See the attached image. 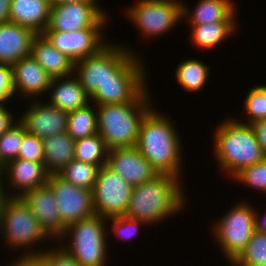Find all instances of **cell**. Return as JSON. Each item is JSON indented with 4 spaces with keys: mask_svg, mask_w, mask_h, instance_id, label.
<instances>
[{
    "mask_svg": "<svg viewBox=\"0 0 266 266\" xmlns=\"http://www.w3.org/2000/svg\"><path fill=\"white\" fill-rule=\"evenodd\" d=\"M232 266H266V233L255 230Z\"/></svg>",
    "mask_w": 266,
    "mask_h": 266,
    "instance_id": "cell-31",
    "label": "cell"
},
{
    "mask_svg": "<svg viewBox=\"0 0 266 266\" xmlns=\"http://www.w3.org/2000/svg\"><path fill=\"white\" fill-rule=\"evenodd\" d=\"M105 220L107 218L95 214L69 225L64 231L63 237L69 233L72 240L68 247L62 248L81 266H105L108 236Z\"/></svg>",
    "mask_w": 266,
    "mask_h": 266,
    "instance_id": "cell-5",
    "label": "cell"
},
{
    "mask_svg": "<svg viewBox=\"0 0 266 266\" xmlns=\"http://www.w3.org/2000/svg\"><path fill=\"white\" fill-rule=\"evenodd\" d=\"M106 165L133 187L158 175L135 146L109 150Z\"/></svg>",
    "mask_w": 266,
    "mask_h": 266,
    "instance_id": "cell-15",
    "label": "cell"
},
{
    "mask_svg": "<svg viewBox=\"0 0 266 266\" xmlns=\"http://www.w3.org/2000/svg\"><path fill=\"white\" fill-rule=\"evenodd\" d=\"M250 126L252 127L263 154L266 157V119L258 120Z\"/></svg>",
    "mask_w": 266,
    "mask_h": 266,
    "instance_id": "cell-39",
    "label": "cell"
},
{
    "mask_svg": "<svg viewBox=\"0 0 266 266\" xmlns=\"http://www.w3.org/2000/svg\"><path fill=\"white\" fill-rule=\"evenodd\" d=\"M132 190L119 174L107 165L101 166L92 190L95 214L104 218L125 215Z\"/></svg>",
    "mask_w": 266,
    "mask_h": 266,
    "instance_id": "cell-10",
    "label": "cell"
},
{
    "mask_svg": "<svg viewBox=\"0 0 266 266\" xmlns=\"http://www.w3.org/2000/svg\"><path fill=\"white\" fill-rule=\"evenodd\" d=\"M147 94L146 88L133 102L97 105L98 134L109 150L136 146L141 122L152 109Z\"/></svg>",
    "mask_w": 266,
    "mask_h": 266,
    "instance_id": "cell-3",
    "label": "cell"
},
{
    "mask_svg": "<svg viewBox=\"0 0 266 266\" xmlns=\"http://www.w3.org/2000/svg\"><path fill=\"white\" fill-rule=\"evenodd\" d=\"M37 35L33 30L15 23H1L0 64L13 66L23 57L29 56L33 39Z\"/></svg>",
    "mask_w": 266,
    "mask_h": 266,
    "instance_id": "cell-18",
    "label": "cell"
},
{
    "mask_svg": "<svg viewBox=\"0 0 266 266\" xmlns=\"http://www.w3.org/2000/svg\"><path fill=\"white\" fill-rule=\"evenodd\" d=\"M239 183L246 184L253 189H258L263 193L266 192V157L254 163L253 165L244 168L235 177Z\"/></svg>",
    "mask_w": 266,
    "mask_h": 266,
    "instance_id": "cell-34",
    "label": "cell"
},
{
    "mask_svg": "<svg viewBox=\"0 0 266 266\" xmlns=\"http://www.w3.org/2000/svg\"><path fill=\"white\" fill-rule=\"evenodd\" d=\"M177 179L173 175L158 174L134 186L125 216L151 224L182 210L185 196Z\"/></svg>",
    "mask_w": 266,
    "mask_h": 266,
    "instance_id": "cell-2",
    "label": "cell"
},
{
    "mask_svg": "<svg viewBox=\"0 0 266 266\" xmlns=\"http://www.w3.org/2000/svg\"><path fill=\"white\" fill-rule=\"evenodd\" d=\"M134 56L135 53L126 47L107 43L96 54L75 62L74 72L77 73L74 75H77L82 87L91 95L106 81L114 80V74L118 73Z\"/></svg>",
    "mask_w": 266,
    "mask_h": 266,
    "instance_id": "cell-6",
    "label": "cell"
},
{
    "mask_svg": "<svg viewBox=\"0 0 266 266\" xmlns=\"http://www.w3.org/2000/svg\"><path fill=\"white\" fill-rule=\"evenodd\" d=\"M109 149L103 138L97 133L75 140L74 159L98 166L106 165ZM104 158V159H103Z\"/></svg>",
    "mask_w": 266,
    "mask_h": 266,
    "instance_id": "cell-28",
    "label": "cell"
},
{
    "mask_svg": "<svg viewBox=\"0 0 266 266\" xmlns=\"http://www.w3.org/2000/svg\"><path fill=\"white\" fill-rule=\"evenodd\" d=\"M51 6L49 0H11L9 22L42 34L49 23Z\"/></svg>",
    "mask_w": 266,
    "mask_h": 266,
    "instance_id": "cell-21",
    "label": "cell"
},
{
    "mask_svg": "<svg viewBox=\"0 0 266 266\" xmlns=\"http://www.w3.org/2000/svg\"><path fill=\"white\" fill-rule=\"evenodd\" d=\"M79 1H85V0H49L51 5L62 4V3H72V2H79Z\"/></svg>",
    "mask_w": 266,
    "mask_h": 266,
    "instance_id": "cell-45",
    "label": "cell"
},
{
    "mask_svg": "<svg viewBox=\"0 0 266 266\" xmlns=\"http://www.w3.org/2000/svg\"><path fill=\"white\" fill-rule=\"evenodd\" d=\"M176 132L168 117L151 109L141 122L135 147L158 174L179 178L182 157Z\"/></svg>",
    "mask_w": 266,
    "mask_h": 266,
    "instance_id": "cell-1",
    "label": "cell"
},
{
    "mask_svg": "<svg viewBox=\"0 0 266 266\" xmlns=\"http://www.w3.org/2000/svg\"><path fill=\"white\" fill-rule=\"evenodd\" d=\"M245 111L249 115L247 125L266 119V85H256L250 89L244 102Z\"/></svg>",
    "mask_w": 266,
    "mask_h": 266,
    "instance_id": "cell-33",
    "label": "cell"
},
{
    "mask_svg": "<svg viewBox=\"0 0 266 266\" xmlns=\"http://www.w3.org/2000/svg\"><path fill=\"white\" fill-rule=\"evenodd\" d=\"M110 220L112 222V231L120 236L121 239H130L133 237L135 232H138V225L145 224L143 221H139L137 219L123 216H116L107 218V221ZM124 237V238H123Z\"/></svg>",
    "mask_w": 266,
    "mask_h": 266,
    "instance_id": "cell-37",
    "label": "cell"
},
{
    "mask_svg": "<svg viewBox=\"0 0 266 266\" xmlns=\"http://www.w3.org/2000/svg\"><path fill=\"white\" fill-rule=\"evenodd\" d=\"M101 28L103 29V27H89L71 32L44 31L42 35L57 50L77 62L96 54L106 45L102 38Z\"/></svg>",
    "mask_w": 266,
    "mask_h": 266,
    "instance_id": "cell-14",
    "label": "cell"
},
{
    "mask_svg": "<svg viewBox=\"0 0 266 266\" xmlns=\"http://www.w3.org/2000/svg\"><path fill=\"white\" fill-rule=\"evenodd\" d=\"M255 212V230L266 233V215L263 218L259 217Z\"/></svg>",
    "mask_w": 266,
    "mask_h": 266,
    "instance_id": "cell-43",
    "label": "cell"
},
{
    "mask_svg": "<svg viewBox=\"0 0 266 266\" xmlns=\"http://www.w3.org/2000/svg\"><path fill=\"white\" fill-rule=\"evenodd\" d=\"M44 164L51 174H58L74 159L75 140L66 132L42 139Z\"/></svg>",
    "mask_w": 266,
    "mask_h": 266,
    "instance_id": "cell-24",
    "label": "cell"
},
{
    "mask_svg": "<svg viewBox=\"0 0 266 266\" xmlns=\"http://www.w3.org/2000/svg\"><path fill=\"white\" fill-rule=\"evenodd\" d=\"M14 94L12 66L0 64V105Z\"/></svg>",
    "mask_w": 266,
    "mask_h": 266,
    "instance_id": "cell-38",
    "label": "cell"
},
{
    "mask_svg": "<svg viewBox=\"0 0 266 266\" xmlns=\"http://www.w3.org/2000/svg\"><path fill=\"white\" fill-rule=\"evenodd\" d=\"M3 174H5L4 169H0V204H5L6 201L11 197V196H9V194H7V192H4L6 190H3L4 189V187L2 185L3 184V181H2Z\"/></svg>",
    "mask_w": 266,
    "mask_h": 266,
    "instance_id": "cell-44",
    "label": "cell"
},
{
    "mask_svg": "<svg viewBox=\"0 0 266 266\" xmlns=\"http://www.w3.org/2000/svg\"><path fill=\"white\" fill-rule=\"evenodd\" d=\"M255 211L246 202H240L213 225L216 243L218 241L231 263L245 249L255 231Z\"/></svg>",
    "mask_w": 266,
    "mask_h": 266,
    "instance_id": "cell-8",
    "label": "cell"
},
{
    "mask_svg": "<svg viewBox=\"0 0 266 266\" xmlns=\"http://www.w3.org/2000/svg\"><path fill=\"white\" fill-rule=\"evenodd\" d=\"M11 266H47L40 256H20Z\"/></svg>",
    "mask_w": 266,
    "mask_h": 266,
    "instance_id": "cell-40",
    "label": "cell"
},
{
    "mask_svg": "<svg viewBox=\"0 0 266 266\" xmlns=\"http://www.w3.org/2000/svg\"><path fill=\"white\" fill-rule=\"evenodd\" d=\"M0 169H4V165L0 161Z\"/></svg>",
    "mask_w": 266,
    "mask_h": 266,
    "instance_id": "cell-47",
    "label": "cell"
},
{
    "mask_svg": "<svg viewBox=\"0 0 266 266\" xmlns=\"http://www.w3.org/2000/svg\"><path fill=\"white\" fill-rule=\"evenodd\" d=\"M183 4L176 0H140L130 7L128 16L147 38L168 32L180 21Z\"/></svg>",
    "mask_w": 266,
    "mask_h": 266,
    "instance_id": "cell-11",
    "label": "cell"
},
{
    "mask_svg": "<svg viewBox=\"0 0 266 266\" xmlns=\"http://www.w3.org/2000/svg\"><path fill=\"white\" fill-rule=\"evenodd\" d=\"M24 137V125L18 120L0 135V161L5 166L17 159Z\"/></svg>",
    "mask_w": 266,
    "mask_h": 266,
    "instance_id": "cell-32",
    "label": "cell"
},
{
    "mask_svg": "<svg viewBox=\"0 0 266 266\" xmlns=\"http://www.w3.org/2000/svg\"><path fill=\"white\" fill-rule=\"evenodd\" d=\"M93 105L89 103L82 108L68 113L66 132L74 140L98 133L97 105Z\"/></svg>",
    "mask_w": 266,
    "mask_h": 266,
    "instance_id": "cell-27",
    "label": "cell"
},
{
    "mask_svg": "<svg viewBox=\"0 0 266 266\" xmlns=\"http://www.w3.org/2000/svg\"><path fill=\"white\" fill-rule=\"evenodd\" d=\"M100 166L73 159L58 175L71 184L93 190Z\"/></svg>",
    "mask_w": 266,
    "mask_h": 266,
    "instance_id": "cell-30",
    "label": "cell"
},
{
    "mask_svg": "<svg viewBox=\"0 0 266 266\" xmlns=\"http://www.w3.org/2000/svg\"><path fill=\"white\" fill-rule=\"evenodd\" d=\"M192 40L196 47L211 49L235 32V21H220L201 25H191Z\"/></svg>",
    "mask_w": 266,
    "mask_h": 266,
    "instance_id": "cell-26",
    "label": "cell"
},
{
    "mask_svg": "<svg viewBox=\"0 0 266 266\" xmlns=\"http://www.w3.org/2000/svg\"><path fill=\"white\" fill-rule=\"evenodd\" d=\"M215 157L221 170L235 177L244 168L265 158L250 125L226 120L215 130Z\"/></svg>",
    "mask_w": 266,
    "mask_h": 266,
    "instance_id": "cell-4",
    "label": "cell"
},
{
    "mask_svg": "<svg viewBox=\"0 0 266 266\" xmlns=\"http://www.w3.org/2000/svg\"><path fill=\"white\" fill-rule=\"evenodd\" d=\"M235 4L231 0H200L193 12L183 5L182 17L191 25H201L220 21H235Z\"/></svg>",
    "mask_w": 266,
    "mask_h": 266,
    "instance_id": "cell-25",
    "label": "cell"
},
{
    "mask_svg": "<svg viewBox=\"0 0 266 266\" xmlns=\"http://www.w3.org/2000/svg\"><path fill=\"white\" fill-rule=\"evenodd\" d=\"M137 54L116 74L98 87L90 98L96 105L133 102L147 87L143 62ZM142 63V64H141Z\"/></svg>",
    "mask_w": 266,
    "mask_h": 266,
    "instance_id": "cell-9",
    "label": "cell"
},
{
    "mask_svg": "<svg viewBox=\"0 0 266 266\" xmlns=\"http://www.w3.org/2000/svg\"><path fill=\"white\" fill-rule=\"evenodd\" d=\"M46 250V251H45ZM40 252V250H27L22 256H40L47 266H81L75 258L61 248L47 250ZM37 251V252H36ZM28 252V253H27Z\"/></svg>",
    "mask_w": 266,
    "mask_h": 266,
    "instance_id": "cell-35",
    "label": "cell"
},
{
    "mask_svg": "<svg viewBox=\"0 0 266 266\" xmlns=\"http://www.w3.org/2000/svg\"><path fill=\"white\" fill-rule=\"evenodd\" d=\"M71 77L52 78L48 89L53 92L49 96L50 103L48 104L68 113L88 105L91 99L76 75Z\"/></svg>",
    "mask_w": 266,
    "mask_h": 266,
    "instance_id": "cell-23",
    "label": "cell"
},
{
    "mask_svg": "<svg viewBox=\"0 0 266 266\" xmlns=\"http://www.w3.org/2000/svg\"><path fill=\"white\" fill-rule=\"evenodd\" d=\"M10 8L11 0H0V24L9 22Z\"/></svg>",
    "mask_w": 266,
    "mask_h": 266,
    "instance_id": "cell-42",
    "label": "cell"
},
{
    "mask_svg": "<svg viewBox=\"0 0 266 266\" xmlns=\"http://www.w3.org/2000/svg\"><path fill=\"white\" fill-rule=\"evenodd\" d=\"M19 121L28 133L44 139L60 133H66L68 112L46 103L33 102Z\"/></svg>",
    "mask_w": 266,
    "mask_h": 266,
    "instance_id": "cell-17",
    "label": "cell"
},
{
    "mask_svg": "<svg viewBox=\"0 0 266 266\" xmlns=\"http://www.w3.org/2000/svg\"><path fill=\"white\" fill-rule=\"evenodd\" d=\"M30 55L51 78H66L74 74L75 62L57 50L42 34L33 39Z\"/></svg>",
    "mask_w": 266,
    "mask_h": 266,
    "instance_id": "cell-22",
    "label": "cell"
},
{
    "mask_svg": "<svg viewBox=\"0 0 266 266\" xmlns=\"http://www.w3.org/2000/svg\"><path fill=\"white\" fill-rule=\"evenodd\" d=\"M95 2L96 0H85L52 5L45 31L71 32L89 27H104L107 15Z\"/></svg>",
    "mask_w": 266,
    "mask_h": 266,
    "instance_id": "cell-12",
    "label": "cell"
},
{
    "mask_svg": "<svg viewBox=\"0 0 266 266\" xmlns=\"http://www.w3.org/2000/svg\"><path fill=\"white\" fill-rule=\"evenodd\" d=\"M176 79L186 91L197 92L206 84L209 67L200 60L182 61L176 69Z\"/></svg>",
    "mask_w": 266,
    "mask_h": 266,
    "instance_id": "cell-29",
    "label": "cell"
},
{
    "mask_svg": "<svg viewBox=\"0 0 266 266\" xmlns=\"http://www.w3.org/2000/svg\"><path fill=\"white\" fill-rule=\"evenodd\" d=\"M2 230V232H1ZM0 233L11 247H31L49 237L21 197H10L2 207Z\"/></svg>",
    "mask_w": 266,
    "mask_h": 266,
    "instance_id": "cell-7",
    "label": "cell"
},
{
    "mask_svg": "<svg viewBox=\"0 0 266 266\" xmlns=\"http://www.w3.org/2000/svg\"><path fill=\"white\" fill-rule=\"evenodd\" d=\"M21 198L48 236L58 237L59 240L63 238L66 227L61 222L58 208L55 207L57 204L54 193L48 184L29 190L21 195Z\"/></svg>",
    "mask_w": 266,
    "mask_h": 266,
    "instance_id": "cell-16",
    "label": "cell"
},
{
    "mask_svg": "<svg viewBox=\"0 0 266 266\" xmlns=\"http://www.w3.org/2000/svg\"><path fill=\"white\" fill-rule=\"evenodd\" d=\"M5 105H0V135L6 132L14 123L13 116L7 110Z\"/></svg>",
    "mask_w": 266,
    "mask_h": 266,
    "instance_id": "cell-41",
    "label": "cell"
},
{
    "mask_svg": "<svg viewBox=\"0 0 266 266\" xmlns=\"http://www.w3.org/2000/svg\"><path fill=\"white\" fill-rule=\"evenodd\" d=\"M4 173L9 176V185H14L13 187L20 191L17 192V195L12 194L11 197H21V195L29 190L46 185L50 176L44 162L19 158L7 163L4 166Z\"/></svg>",
    "mask_w": 266,
    "mask_h": 266,
    "instance_id": "cell-20",
    "label": "cell"
},
{
    "mask_svg": "<svg viewBox=\"0 0 266 266\" xmlns=\"http://www.w3.org/2000/svg\"><path fill=\"white\" fill-rule=\"evenodd\" d=\"M54 193L62 224L69 225L95 215L92 190L77 187L58 174H51L47 183Z\"/></svg>",
    "mask_w": 266,
    "mask_h": 266,
    "instance_id": "cell-13",
    "label": "cell"
},
{
    "mask_svg": "<svg viewBox=\"0 0 266 266\" xmlns=\"http://www.w3.org/2000/svg\"><path fill=\"white\" fill-rule=\"evenodd\" d=\"M17 158L36 162H44L45 160L42 139L34 134L28 133L25 127L23 142Z\"/></svg>",
    "mask_w": 266,
    "mask_h": 266,
    "instance_id": "cell-36",
    "label": "cell"
},
{
    "mask_svg": "<svg viewBox=\"0 0 266 266\" xmlns=\"http://www.w3.org/2000/svg\"><path fill=\"white\" fill-rule=\"evenodd\" d=\"M4 204H0V220H1V212H2V207Z\"/></svg>",
    "mask_w": 266,
    "mask_h": 266,
    "instance_id": "cell-46",
    "label": "cell"
},
{
    "mask_svg": "<svg viewBox=\"0 0 266 266\" xmlns=\"http://www.w3.org/2000/svg\"><path fill=\"white\" fill-rule=\"evenodd\" d=\"M12 77L14 94L22 92L23 96H39L48 92L52 81L51 76L31 55L23 57L12 66Z\"/></svg>",
    "mask_w": 266,
    "mask_h": 266,
    "instance_id": "cell-19",
    "label": "cell"
}]
</instances>
